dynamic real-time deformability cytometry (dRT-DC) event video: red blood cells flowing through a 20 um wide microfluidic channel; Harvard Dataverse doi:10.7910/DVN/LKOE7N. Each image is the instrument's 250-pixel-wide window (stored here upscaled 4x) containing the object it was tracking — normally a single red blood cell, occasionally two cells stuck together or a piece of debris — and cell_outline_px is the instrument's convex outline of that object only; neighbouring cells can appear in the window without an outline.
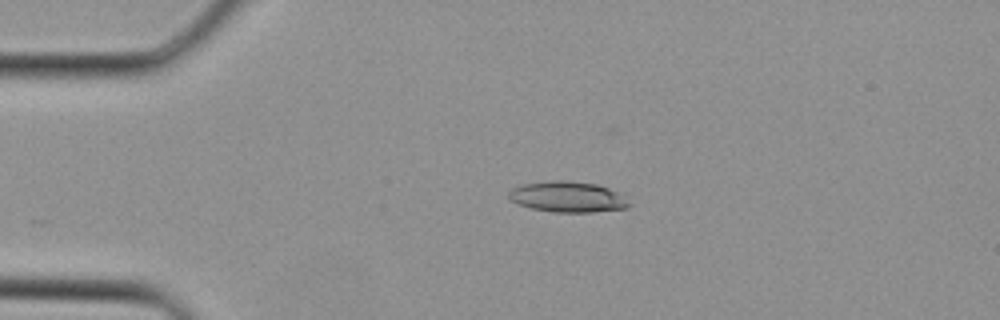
{"species": "Egyptian fruit bat (a non-hibernating species)", "species_latin": "Rousettus aegyptiacus", "temperature_condition": "cold", "stored_images_in_passage": 28, "camera_frame_rate_fps": 3000, "um_per_image_px": 0.085, "animal": {"sex": "female"}, "frame": {"image": 1, "passage_image": 1, "time_ms": 0.0, "image_size_px": [1000, 320], "cell_outline_px": [[632, 204], [628, 208], [592, 212], [552, 212], [532, 208], [520, 204], [512, 200], [508, 196], [508, 192], [512, 188], [520, 184], [556, 180], [564, 180], [596, 184], [608, 188], [616, 192]], "centroid_in_image_um": [48.24, 16.73], "position_along_channel_um": 36.8, "area_um2": 21.39}}
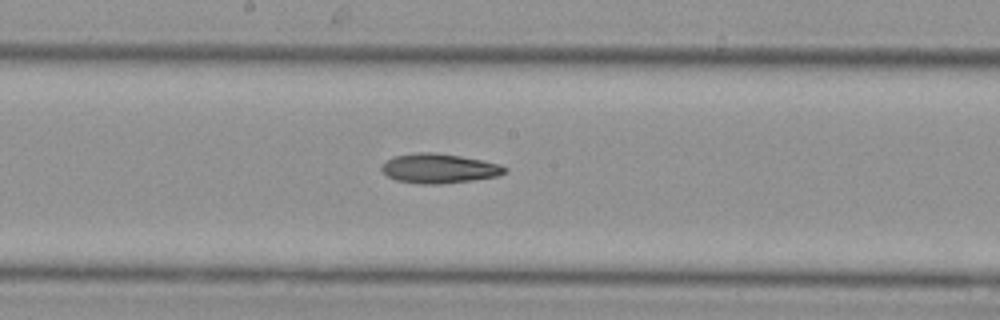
{"frame": {"image": 2, "passage_image": 12, "time_ms": 3.667, "image_size_px": [1000, 320], "cell_outline_px": [[508, 168], [504, 172], [496, 176], [472, 180], [440, 184], [420, 184], [396, 180], [388, 176], [380, 168], [392, 156], [420, 152], [436, 152], [460, 156], [500, 164]], "centroid_in_image_um": [37.3, 14.31], "position_along_channel_um": 210.9, "area_um2": 20.98}}
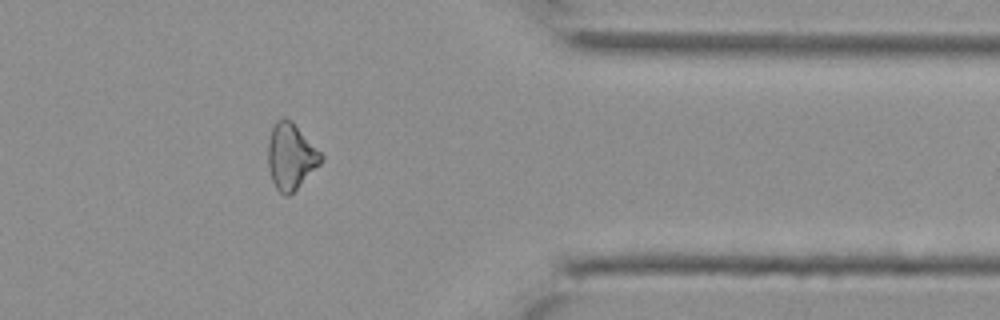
{"frame": {"image": 3, "passage_image": 22, "time_ms": 7.0, "image_size_px": [1000, 320], "cell_outline_px": [[324, 160], [288, 196], [284, 196], [276, 188], [272, 180], [268, 168], [268, 140], [272, 128], [276, 120], [284, 116], [292, 120], [324, 156]], "centroid_in_image_um": [24.71, 13.25], "position_along_channel_um": 386.7, "area_um2": 20.4}}